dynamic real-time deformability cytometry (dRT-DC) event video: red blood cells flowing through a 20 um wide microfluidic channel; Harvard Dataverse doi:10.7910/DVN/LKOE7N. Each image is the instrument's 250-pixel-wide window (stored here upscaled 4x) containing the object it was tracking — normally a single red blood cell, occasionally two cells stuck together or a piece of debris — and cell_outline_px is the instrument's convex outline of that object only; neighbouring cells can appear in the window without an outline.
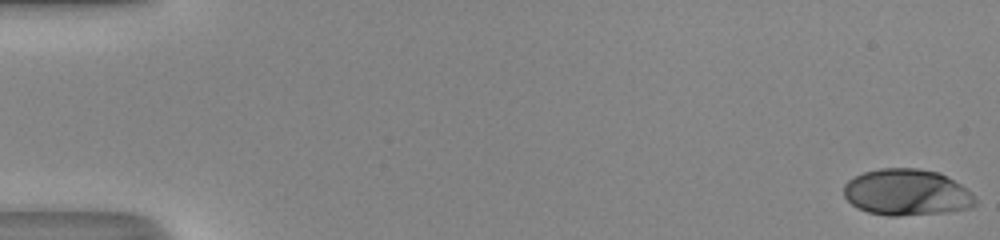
{"species": "human", "species_latin": "Homo sapiens", "temperature_condition": "room temperature", "stored_images_in_passage": 51, "camera_frame_rate_fps": 3000, "um_per_image_px": 0.085, "donor": {"sex": "male"}, "frame": {"image": 1, "passage_image": 1, "time_ms": 0.0, "image_size_px": [1000, 240], "cell_outline_px": [[976, 204], [972, 208], [948, 212], [900, 216], [888, 216], [868, 212], [856, 208], [844, 196], [844, 184], [848, 180], [864, 172], [880, 168], [920, 168], [940, 172], [960, 184], [972, 192], [976, 200]], "centroid_in_image_um": [77.09, 16.36], "position_along_channel_um": 7.9, "area_um2": 35.89}}
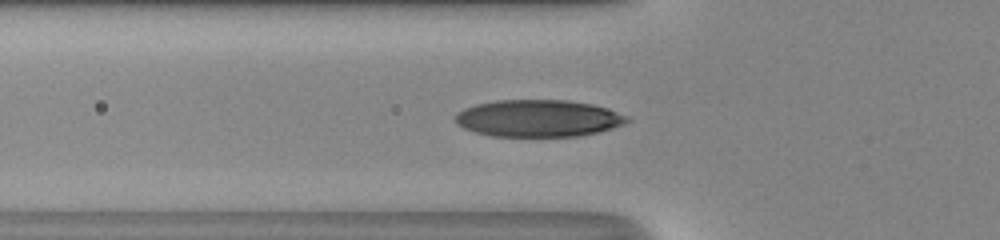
{"frame": {"image": 2, "passage_image": 19, "time_ms": 6.0, "image_size_px": [1000, 240], "cell_outline_px": [[632, 120], [624, 124], [600, 132], [576, 136], [492, 136], [476, 132], [464, 128], [456, 124], [456, 112], [464, 108], [476, 104], [496, 100], [568, 100], [592, 104], [608, 108], [628, 116]], "centroid_in_image_um": [45.78, 10.05], "position_along_channel_um": 80.0, "area_um2": 37.22}}
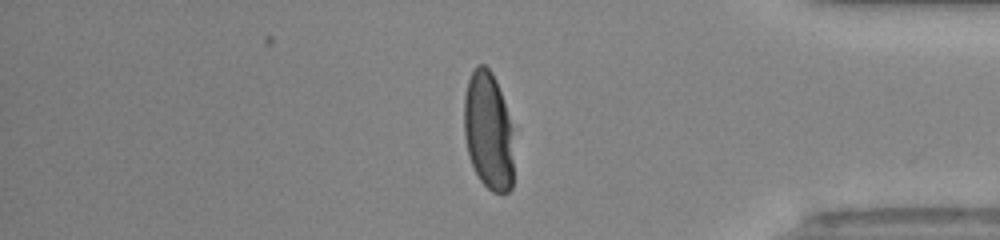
{"frame": {"image": 3, "passage_image": 43, "time_ms": 14.0, "image_size_px": [1000, 240], "cell_outline_px": [[512, 188], [508, 192], [492, 192], [480, 180], [468, 156], [464, 136], [464, 96], [468, 80], [476, 64], [484, 64], [492, 72], [496, 80], [512, 128]], "centroid_in_image_um": [41.48, 11.12], "position_along_channel_um": 393.7, "area_um2": 34.04}, "authors_computed_cell_mechanics": {"area_um2": 36.4718, "velocity_mm_per_s": 4.196, "shape_relaxation_time_tau1_ms": 3.7932, "shape_relaxation_time_tau2_ms": null, "deformation_change_tau1": 0.23, "deformation_change_tau2": null}}